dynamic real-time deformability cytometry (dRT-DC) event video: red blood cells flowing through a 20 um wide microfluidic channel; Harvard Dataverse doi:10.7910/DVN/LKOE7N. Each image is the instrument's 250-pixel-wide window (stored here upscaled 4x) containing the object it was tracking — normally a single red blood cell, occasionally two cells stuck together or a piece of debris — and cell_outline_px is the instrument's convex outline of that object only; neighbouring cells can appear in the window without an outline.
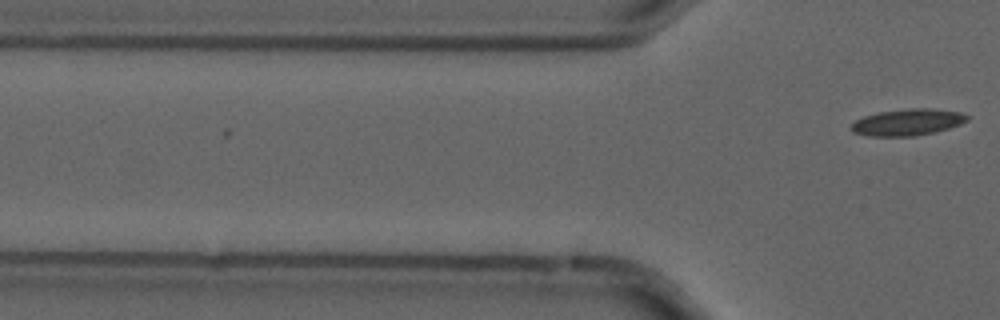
{"species": "common noctule bat (a hibernating species)", "species_latin": "Nyctalus noctula", "temperature_condition": "cold", "stored_images_in_passage": 5, "camera_frame_rate_fps": 3000, "um_per_image_px": 0.085, "animal": {"sex": "male", "forearm_length_mm": 52.5}, "frame": {"image": 1, "passage_image": 5, "time_ms": 1.333, "image_size_px": [1000, 320], "cell_outline_px": [[968, 120], [960, 124], [936, 132], [912, 136], [868, 136], [852, 132], [852, 124], [856, 120], [864, 116], [880, 112], [908, 108], [928, 108], [960, 112], [968, 116]], "centroid_in_image_um": [77.14, 10.39], "position_along_channel_um": 48.7, "area_um2": 17.8}}